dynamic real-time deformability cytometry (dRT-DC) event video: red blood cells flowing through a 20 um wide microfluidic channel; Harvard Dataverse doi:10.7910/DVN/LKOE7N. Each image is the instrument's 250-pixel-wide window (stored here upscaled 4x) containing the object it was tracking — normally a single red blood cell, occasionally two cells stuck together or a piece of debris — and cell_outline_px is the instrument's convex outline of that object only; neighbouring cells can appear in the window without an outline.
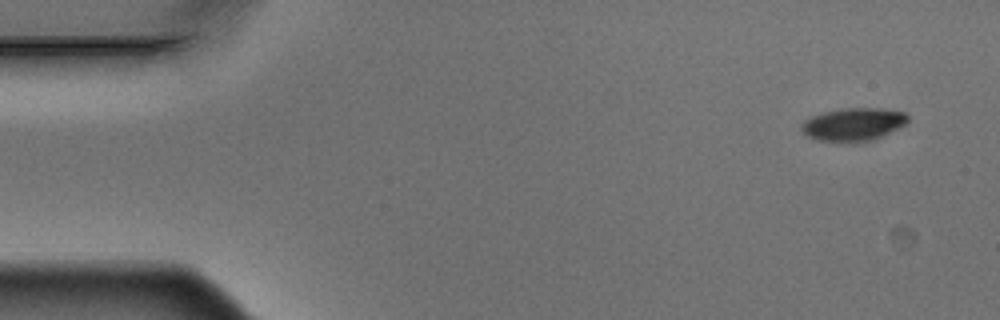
{"species": "Egyptian fruit bat (a non-hibernating species)", "species_latin": "Rousettus aegyptiacus", "temperature_condition": "warm", "stored_images_in_passage": 7, "camera_frame_rate_fps": 3000, "um_per_image_px": 0.085, "animal": {"sex": "male"}, "frame": {"image": 1, "passage_image": 1, "time_ms": 0.0, "image_size_px": [1000, 320], "cell_outline_px": [[908, 120], [904, 124], [872, 140], [820, 140], [808, 136], [800, 128], [800, 124], [804, 120], [812, 116], [824, 112], [844, 108], [880, 108], [904, 112], [908, 116]], "centroid_in_image_um": [72.51, 10.53], "position_along_channel_um": 12.5, "area_um2": 19.65}}
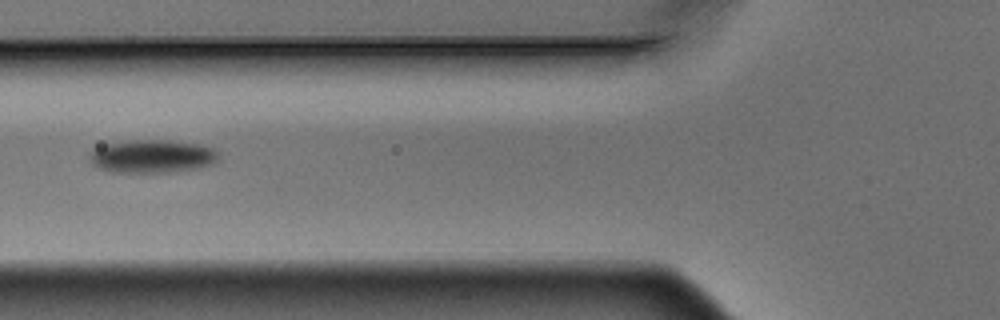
{"frame": {"image": 2, "passage_image": 6, "time_ms": 1.667, "image_size_px": [1000, 320], "cell_outline_px": [[216, 160], [212, 164], [200, 168], [168, 172], [112, 172], [100, 168], [92, 164], [88, 156], [96, 148], [104, 144], [132, 140], [168, 140], [200, 144], [212, 148], [216, 152]], "centroid_in_image_um": [12.91, 13.28], "position_along_channel_um": 112.9, "area_um2": 24.74}}
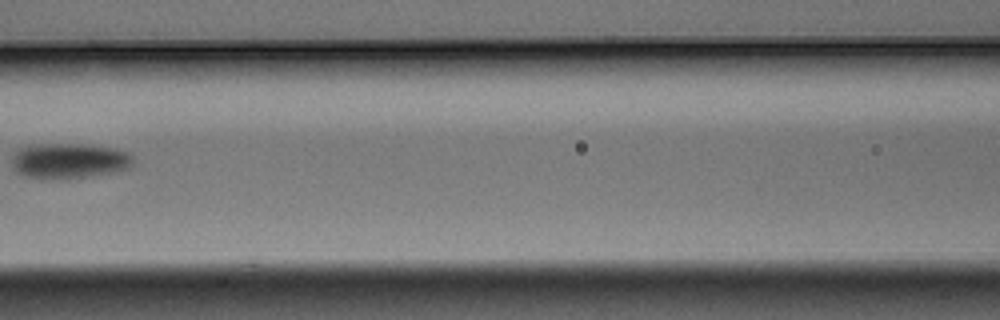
{"frame": {"image": 3, "passage_image": 7, "time_ms": 2.0, "image_size_px": [1000, 320], "cell_outline_px": [[132, 168], [112, 172], [84, 176], [24, 176], [16, 172], [12, 168], [12, 160], [16, 152], [20, 148], [40, 144], [80, 144], [116, 148], [128, 152], [132, 156]], "centroid_in_image_um": [5.92, 13.62], "position_along_channel_um": 160.7, "area_um2": 24.04}}